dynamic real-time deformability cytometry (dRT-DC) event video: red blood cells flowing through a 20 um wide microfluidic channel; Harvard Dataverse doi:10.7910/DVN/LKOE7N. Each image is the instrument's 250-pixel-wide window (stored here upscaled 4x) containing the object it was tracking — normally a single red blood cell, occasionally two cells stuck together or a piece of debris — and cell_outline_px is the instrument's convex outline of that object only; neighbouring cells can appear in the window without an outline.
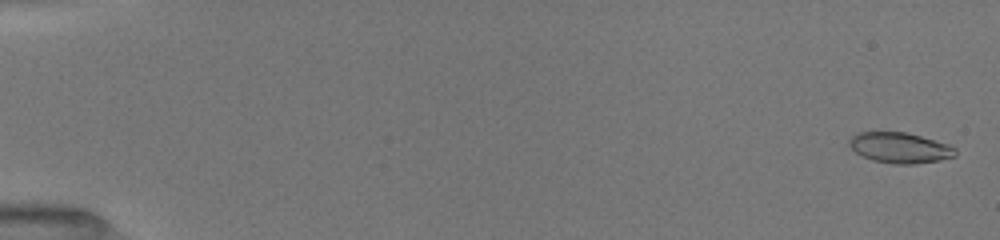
{"species": "common noctule bat (a hibernating species)", "species_latin": "Nyctalus noctula", "temperature_condition": "room temperature", "stored_images_in_passage": 52, "camera_frame_rate_fps": 3000, "um_per_image_px": 0.085, "animal": {"sex": "female", "body_mass_g": 19.5, "forearm_length_mm": 54.1}, "frame": {"image": 1, "passage_image": 2, "time_ms": 0.333, "image_size_px": [1000, 240], "cell_outline_px": [[956, 156], [940, 160], [916, 164], [892, 164], [872, 160], [856, 152], [848, 144], [848, 140], [856, 132], [904, 132], [920, 136], [948, 144], [956, 148]], "centroid_in_image_um": [76.49, 12.56], "position_along_channel_um": 8.5, "area_um2": 18.9}}
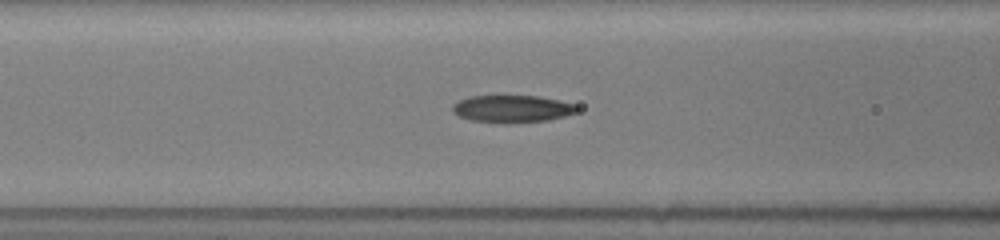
{"frame": {"image": 2, "passage_image": 23, "time_ms": 7.333, "image_size_px": [1000, 240], "cell_outline_px": [[580, 108], [576, 112], [564, 116], [548, 120], [508, 124], [500, 124], [472, 120], [460, 116], [452, 112], [452, 104], [468, 96], [500, 92], [536, 96], [560, 100], [576, 104]], "centroid_in_image_um": [43.49, 9.2], "position_along_channel_um": 123.1, "area_um2": 21.04}}
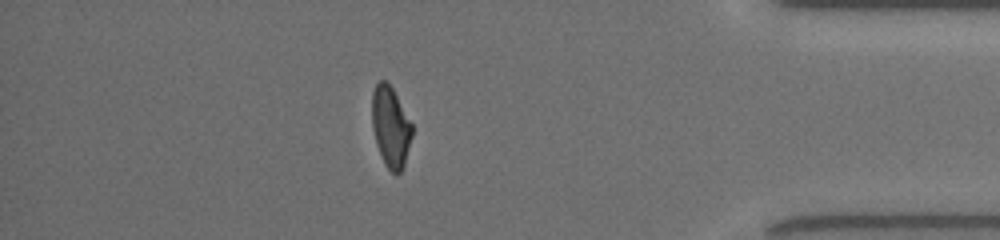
{"frame": {"image": 3, "passage_image": 46, "time_ms": 15.0, "image_size_px": [1000, 240], "cell_outline_px": [[412, 136], [404, 164], [400, 172], [396, 176], [384, 164], [376, 144], [372, 128], [372, 92], [376, 84], [380, 80], [384, 80], [392, 88], [412, 124]], "centroid_in_image_um": [33.19, 10.8], "position_along_channel_um": 402.0, "area_um2": 18.73}, "authors_computed_cell_mechanics": {"area_um2": 19.6809, "velocity_mm_per_s": 4.0533, "shape_relaxation_time_tau1_ms": 7.5567, "shape_relaxation_time_tau2_ms": 2.3447, "deformation_change_tau1": 0.2434, "deformation_change_tau2": 0.0842}}